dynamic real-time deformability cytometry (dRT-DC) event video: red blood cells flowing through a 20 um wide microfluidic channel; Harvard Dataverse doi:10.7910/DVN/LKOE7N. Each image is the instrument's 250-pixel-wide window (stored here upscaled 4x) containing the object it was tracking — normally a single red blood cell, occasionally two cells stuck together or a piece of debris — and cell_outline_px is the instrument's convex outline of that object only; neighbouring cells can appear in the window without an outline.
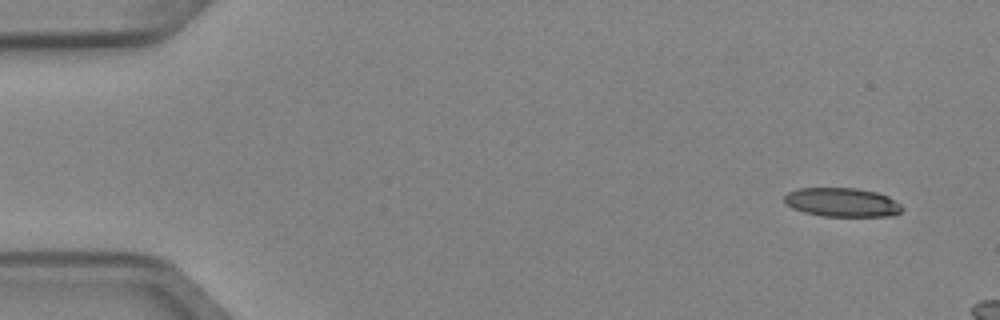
{"species": "Egyptian fruit bat (a non-hibernating species)", "species_latin": "Rousettus aegyptiacus", "temperature_condition": "cold", "stored_images_in_passage": 3, "camera_frame_rate_fps": 3000, "um_per_image_px": 0.085, "animal": {"sex": "female"}, "frame": {"image": 1, "passage_image": 1, "time_ms": 0.0, "image_size_px": [1000, 320], "cell_outline_px": [[904, 208], [900, 212], [892, 216], [824, 216], [804, 212], [792, 208], [784, 204], [784, 196], [788, 192], [796, 188], [856, 188], [876, 192], [888, 196], [900, 204]], "centroid_in_image_um": [71.55, 17.19], "position_along_channel_um": 13.4, "area_um2": 19.94}}